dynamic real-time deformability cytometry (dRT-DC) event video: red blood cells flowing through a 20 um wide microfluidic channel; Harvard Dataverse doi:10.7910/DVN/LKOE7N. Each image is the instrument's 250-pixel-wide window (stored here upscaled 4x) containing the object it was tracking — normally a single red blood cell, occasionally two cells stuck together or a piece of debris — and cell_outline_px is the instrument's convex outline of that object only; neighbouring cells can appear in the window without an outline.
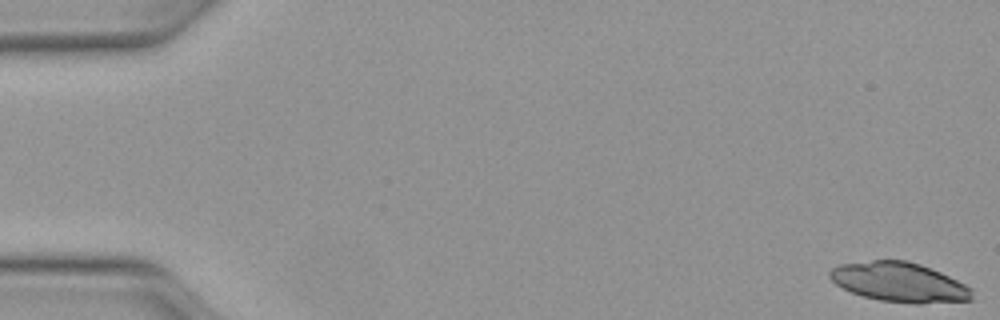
{"species": "Egyptian fruit bat (a non-hibernating species)", "species_latin": "Rousettus aegyptiacus", "temperature_condition": "warm", "stored_images_in_passage": 22, "camera_frame_rate_fps": 3000, "um_per_image_px": 0.085, "animal": {"sex": "female"}, "frame": {"image": 1, "passage_image": 1, "time_ms": 0.0, "image_size_px": [1000, 320], "cell_outline_px": [[972, 300], [916, 304], [880, 300], [864, 296], [852, 292], [836, 284], [828, 276], [828, 272], [832, 268], [840, 264], [872, 260], [904, 260], [920, 264], [940, 272], [972, 288]], "centroid_in_image_um": [76.43, 23.98], "position_along_channel_um": 8.6, "area_um2": 32.54}}